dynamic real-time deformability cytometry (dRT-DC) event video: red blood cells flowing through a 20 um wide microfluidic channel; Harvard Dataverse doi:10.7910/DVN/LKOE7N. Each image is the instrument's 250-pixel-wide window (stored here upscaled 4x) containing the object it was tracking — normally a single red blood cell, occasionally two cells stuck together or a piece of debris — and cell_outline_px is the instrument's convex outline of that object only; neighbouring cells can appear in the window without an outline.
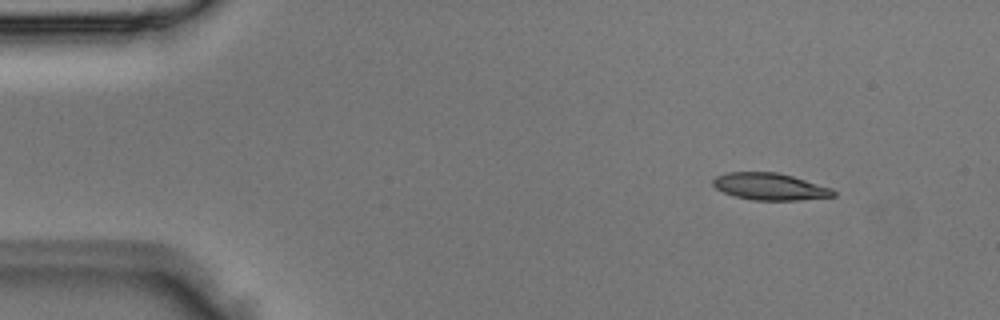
{"species": "Egyptian fruit bat (a non-hibernating species)", "species_latin": "Rousettus aegyptiacus", "temperature_condition": "room temperature", "stored_images_in_passage": 4, "segment_of_instrument_passage": [1, 2], "camera_frame_rate_fps": 3000, "um_per_image_px": 0.085, "animal": {"sex": "male"}, "frame": {"image": 1, "passage_image": 1, "time_ms": 0.0, "image_size_px": [1000, 320], "cell_outline_px": [[836, 196], [800, 200], [752, 200], [736, 196], [724, 192], [716, 188], [712, 184], [712, 180], [716, 176], [728, 172], [780, 172], [832, 188], [836, 192]], "centroid_in_image_um": [65.46, 15.85], "position_along_channel_um": 19.5, "area_um2": 18.96}}
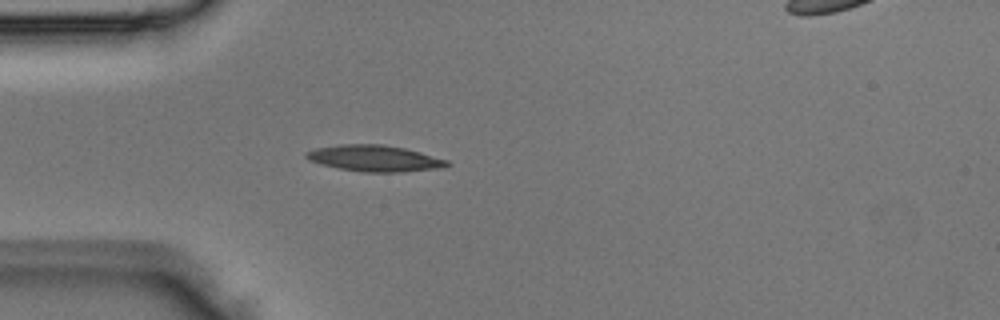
{"frame": {"image": 2, "passage_image": 3, "time_ms": 0.667, "image_size_px": [1000, 320], "cell_outline_px": [[452, 164], [440, 168], [400, 172], [364, 172], [340, 168], [320, 164], [308, 160], [304, 156], [304, 152], [316, 148], [340, 144], [384, 144], [404, 148], [420, 152], [448, 160]], "centroid_in_image_um": [31.82, 13.45], "position_along_channel_um": 53.2, "area_um2": 21.56}}